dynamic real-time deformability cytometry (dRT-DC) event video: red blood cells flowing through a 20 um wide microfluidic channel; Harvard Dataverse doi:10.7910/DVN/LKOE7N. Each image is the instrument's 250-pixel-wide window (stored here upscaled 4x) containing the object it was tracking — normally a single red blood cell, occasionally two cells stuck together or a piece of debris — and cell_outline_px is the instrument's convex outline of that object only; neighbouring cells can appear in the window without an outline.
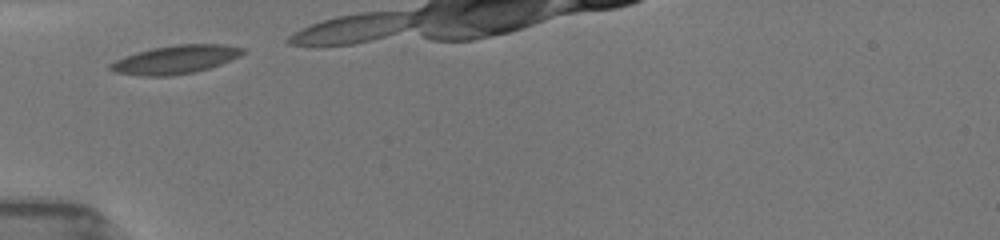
{"species": "common noctule bat (a hibernating species)", "species_latin": "Nyctalus noctula", "temperature_condition": "room temperature", "stored_images_in_passage": 4, "camera_frame_rate_fps": 3000, "um_per_image_px": 0.085, "animal": {"sex": "female", "body_mass_g": 19.5, "forearm_length_mm": 54.1}, "frame": {"image": 1, "passage_image": 1, "time_ms": 0.0, "image_size_px": [1000, 240], "cell_outline_px": [[244, 52], [240, 56], [232, 60], [208, 68], [192, 72], [172, 76], [140, 76], [116, 72], [108, 68], [108, 64], [124, 56], [136, 52], [152, 48], [176, 44], [224, 44], [244, 48]], "centroid_in_image_um": [14.9, 5.06], "position_along_channel_um": 70.1, "area_um2": 21.96}}